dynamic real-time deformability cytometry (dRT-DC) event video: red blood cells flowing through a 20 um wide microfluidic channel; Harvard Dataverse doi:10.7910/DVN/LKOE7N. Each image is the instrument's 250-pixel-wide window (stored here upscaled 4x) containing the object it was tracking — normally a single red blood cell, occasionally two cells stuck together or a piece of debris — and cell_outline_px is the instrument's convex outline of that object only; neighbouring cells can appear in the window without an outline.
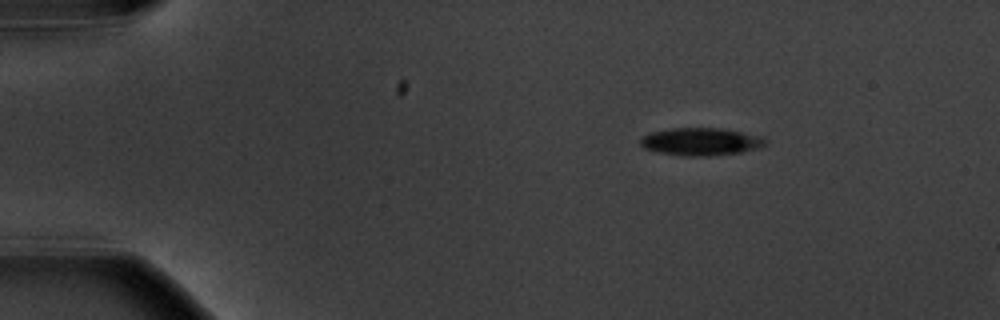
{"species": "common noctule bat (a hibernating species)", "species_latin": "Nyctalus noctula", "temperature_condition": "warm", "stored_images_in_passage": 3, "camera_frame_rate_fps": 3000, "um_per_image_px": 0.085, "animal": {"sex": "male", "body_mass_g": 20.1, "forearm_length_mm": 53.5}, "frame": {"image": 1, "passage_image": 1, "time_ms": 0.0, "image_size_px": [1000, 320], "cell_outline_px": [[768, 144], [760, 148], [740, 152], [708, 156], [684, 156], [660, 152], [644, 148], [640, 144], [640, 140], [644, 136], [652, 132], [672, 128], [720, 128], [760, 136], [768, 140]], "centroid_in_image_um": [59.61, 12.04], "position_along_channel_um": 25.4, "area_um2": 20.0}}